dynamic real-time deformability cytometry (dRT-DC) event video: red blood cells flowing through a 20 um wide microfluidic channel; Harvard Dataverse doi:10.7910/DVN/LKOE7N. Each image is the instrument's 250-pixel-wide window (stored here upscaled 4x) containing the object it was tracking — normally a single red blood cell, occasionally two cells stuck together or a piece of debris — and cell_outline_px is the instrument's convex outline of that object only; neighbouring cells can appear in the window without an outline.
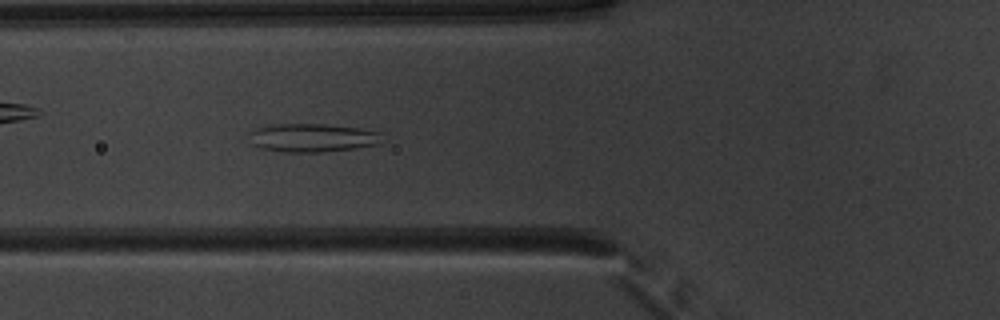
{"species": "common noctule bat (a hibernating species)", "species_latin": "Nyctalus noctula", "temperature_condition": "warm", "stored_images_in_passage": 52, "camera_frame_rate_fps": 3000, "um_per_image_px": 0.085, "animal": {"sex": "male", "body_mass_g": 20.1, "forearm_length_mm": 53.5}, "frame": {"image": 1, "passage_image": 20, "time_ms": 6.333, "image_size_px": [1000, 320], "cell_outline_px": [[380, 132], [376, 144], [356, 148], [324, 152], [284, 152], [264, 148], [252, 144], [248, 132], [260, 128], [276, 124], [324, 124], [356, 128]], "centroid_in_image_um": [26.5, 11.71], "position_along_channel_um": 99.3, "area_um2": 21.5}}
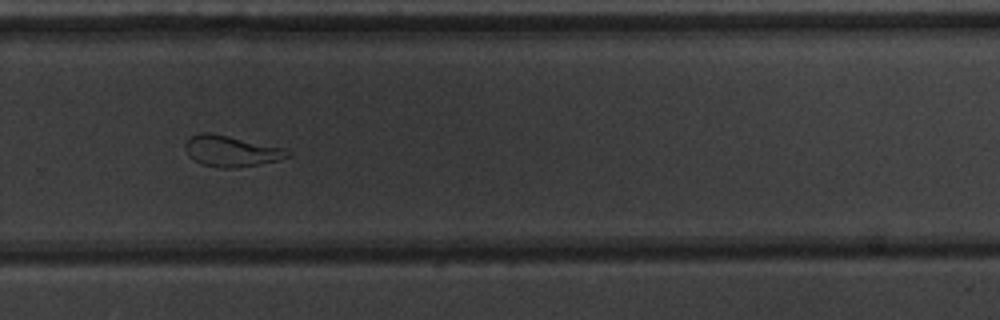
{"frame": {"image": 2, "passage_image": 36, "time_ms": 11.667, "image_size_px": [1000, 320], "cell_outline_px": [[292, 156], [280, 160], [260, 164], [232, 168], [220, 168], [204, 164], [188, 156], [184, 148], [184, 144], [192, 136], [200, 132], [208, 132], [288, 148], [292, 152]], "centroid_in_image_um": [19.72, 12.84], "position_along_channel_um": 310.1, "area_um2": 18.61}}
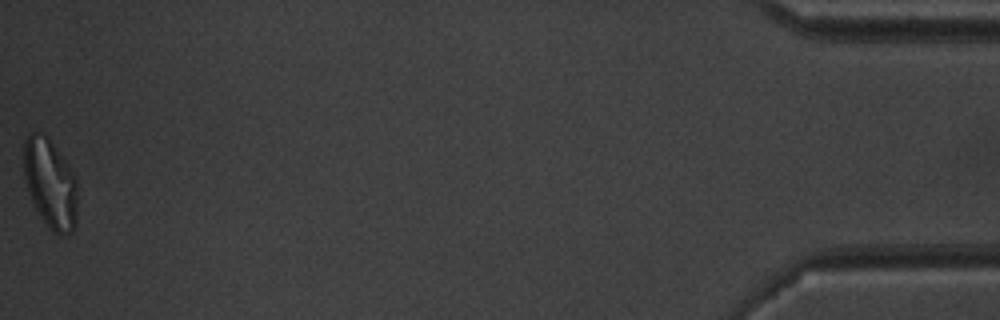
{"frame": {"image": 3, "passage_image": 52, "time_ms": 17.0, "image_size_px": [1000, 320], "cell_outline_px": [[76, 224], [72, 232], [68, 236], [60, 236], [52, 232], [48, 228], [36, 208], [32, 200], [24, 176], [24, 140], [28, 132], [44, 132], [48, 136], [68, 164], [76, 180]], "centroid_in_image_um": [4.27, 15.6], "position_along_channel_um": 430.9, "area_um2": 28.15}, "authors_computed_cell_mechanics": {"area_um2": 24.2471, "velocity_mm_per_s": 3.957, "shape_relaxation_time_tau1_ms": null, "shape_relaxation_time_tau2_ms": 2.1261, "deformation_change_tau1": null, "deformation_change_tau2": 0.0985}}